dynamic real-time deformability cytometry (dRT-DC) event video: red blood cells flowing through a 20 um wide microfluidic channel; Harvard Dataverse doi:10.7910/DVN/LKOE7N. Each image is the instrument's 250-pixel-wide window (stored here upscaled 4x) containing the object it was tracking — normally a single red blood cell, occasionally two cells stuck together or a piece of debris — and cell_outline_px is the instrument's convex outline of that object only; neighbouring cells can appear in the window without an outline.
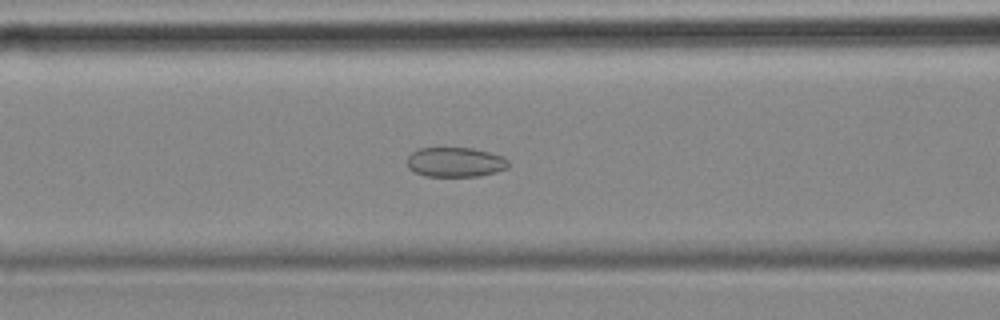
{"species": "common noctule bat (a hibernating species)", "species_latin": "Nyctalus noctula", "temperature_condition": "cold", "stored_images_in_passage": 41, "camera_frame_rate_fps": 3000, "um_per_image_px": 0.085, "animal": {"sex": "female", "body_mass_g": 18.4}, "frame": {"image": 1, "passage_image": 17, "time_ms": 5.333, "image_size_px": [1000, 320], "cell_outline_px": [[508, 168], [496, 172], [480, 176], [424, 176], [408, 168], [408, 156], [412, 152], [420, 148], [472, 148], [504, 156], [508, 160]], "centroid_in_image_um": [38.72, 13.78], "position_along_channel_um": 127.9, "area_um2": 17.51}}
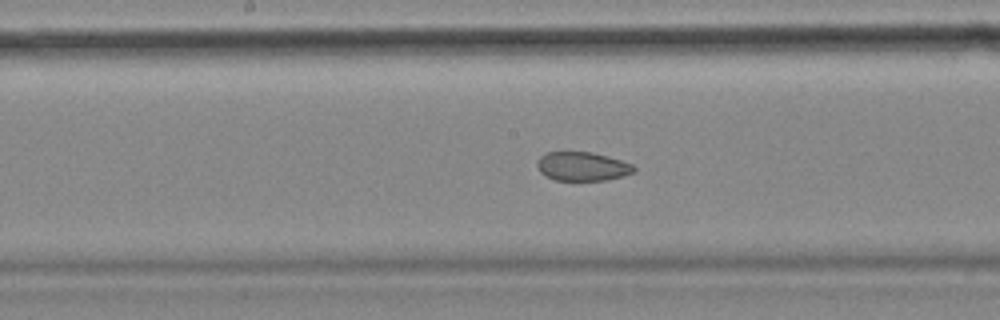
{"frame": {"image": 2, "passage_image": 23, "time_ms": 7.333, "image_size_px": [1000, 320], "cell_outline_px": [[636, 172], [608, 180], [556, 180], [544, 176], [540, 172], [536, 164], [540, 156], [544, 152], [592, 152], [608, 156], [632, 164], [636, 168]], "centroid_in_image_um": [49.49, 14.14], "position_along_channel_um": 198.7, "area_um2": 16.42}}
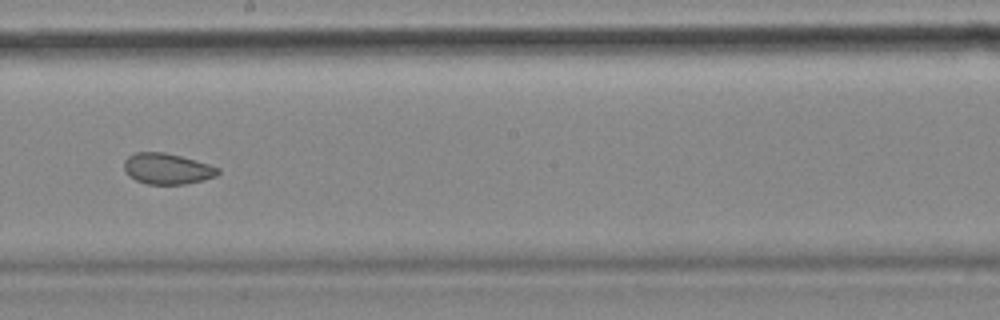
{"frame": {"image": 3, "passage_image": 26, "time_ms": 8.333, "image_size_px": [1000, 320], "cell_outline_px": [[220, 172], [216, 176], [204, 180], [184, 184], [148, 184], [136, 180], [128, 176], [124, 168], [124, 160], [128, 156], [136, 152], [164, 152], [180, 156], [208, 164], [220, 168]], "centroid_in_image_um": [14.2, 14.34], "position_along_channel_um": 234.0, "area_um2": 16.88}, "authors_computed_cell_mechanics": {"area_um2": 17.9758, "velocity_mm_per_s": 3.5493, "shape_relaxation_time_tau1_ms": null, "shape_relaxation_time_tau2_ms": 1.7072, "deformation_change_tau1": null, "deformation_change_tau2": 0.0577}}